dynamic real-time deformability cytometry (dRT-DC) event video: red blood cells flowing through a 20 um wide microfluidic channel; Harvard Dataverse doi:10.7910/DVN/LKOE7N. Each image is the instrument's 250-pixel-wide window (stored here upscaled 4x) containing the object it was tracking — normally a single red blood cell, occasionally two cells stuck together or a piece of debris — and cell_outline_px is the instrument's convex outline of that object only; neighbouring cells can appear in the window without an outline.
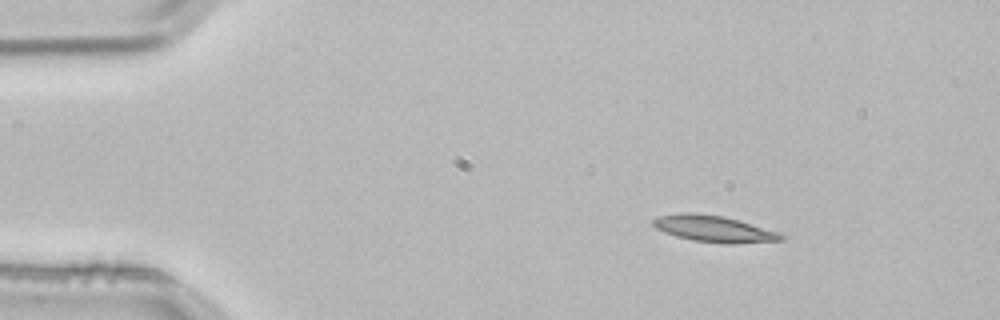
{"species": "common noctule bat (a hibernating species)", "species_latin": "Nyctalus noctula", "temperature_condition": "room temperature", "stored_images_in_passage": 3, "camera_frame_rate_fps": 3000, "um_per_image_px": 0.085, "animal": {"sex": "male", "body_mass_g": 21.5, "forearm_length_mm": 52.0}, "frame": {"image": 1, "passage_image": 1, "time_ms": 0.0, "image_size_px": [1000, 320], "cell_outline_px": [[784, 240], [732, 244], [724, 244], [692, 240], [676, 236], [664, 232], [656, 228], [652, 224], [652, 220], [660, 216], [680, 212], [692, 212], [724, 216], [780, 232], [784, 236]], "centroid_in_image_um": [60.69, 19.45], "position_along_channel_um": 24.3, "area_um2": 19.83}}
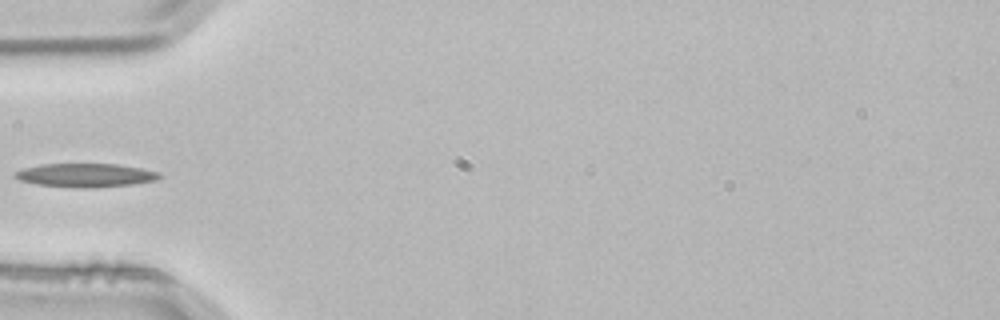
{"frame": {"image": 2, "passage_image": 3, "time_ms": 0.667, "image_size_px": [1000, 320], "cell_outline_px": [[164, 176], [156, 180], [132, 184], [88, 188], [80, 188], [40, 184], [20, 180], [12, 176], [12, 172], [24, 168], [40, 164], [116, 164], [140, 168], [160, 172]], "centroid_in_image_um": [7.27, 14.89], "position_along_channel_um": 77.7, "area_um2": 19.83}}